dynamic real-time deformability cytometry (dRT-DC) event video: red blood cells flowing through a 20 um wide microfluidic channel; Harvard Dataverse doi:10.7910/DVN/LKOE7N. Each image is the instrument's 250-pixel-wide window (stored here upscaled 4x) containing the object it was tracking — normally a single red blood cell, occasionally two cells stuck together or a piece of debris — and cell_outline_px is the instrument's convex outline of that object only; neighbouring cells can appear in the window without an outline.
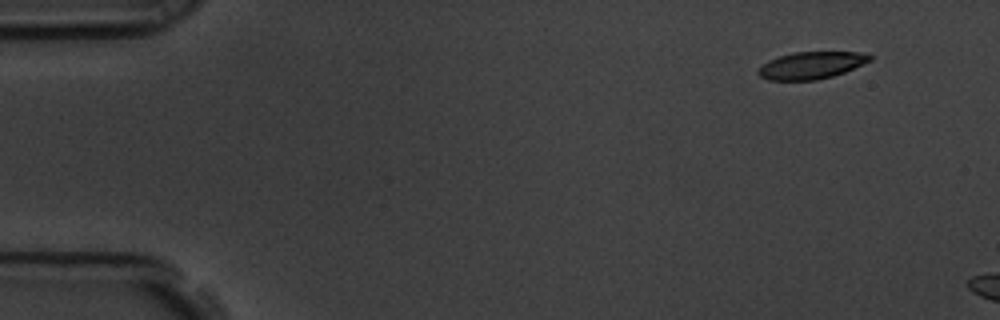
{"species": "common noctule bat (a hibernating species)", "species_latin": "Nyctalus noctula", "temperature_condition": "room temperature", "stored_images_in_passage": 7, "camera_frame_rate_fps": 3000, "um_per_image_px": 0.085, "animal": {"sex": "male", "body_mass_g": 19.5, "forearm_length_mm": 54.6}, "frame": {"image": 1, "passage_image": 1, "time_ms": 0.0, "image_size_px": [1000, 320], "cell_outline_px": [[872, 60], [844, 72], [832, 76], [816, 80], [768, 80], [760, 76], [756, 72], [768, 60], [792, 52], [864, 52], [872, 56]], "centroid_in_image_um": [68.97, 5.55], "position_along_channel_um": 16.0, "area_um2": 17.57}}